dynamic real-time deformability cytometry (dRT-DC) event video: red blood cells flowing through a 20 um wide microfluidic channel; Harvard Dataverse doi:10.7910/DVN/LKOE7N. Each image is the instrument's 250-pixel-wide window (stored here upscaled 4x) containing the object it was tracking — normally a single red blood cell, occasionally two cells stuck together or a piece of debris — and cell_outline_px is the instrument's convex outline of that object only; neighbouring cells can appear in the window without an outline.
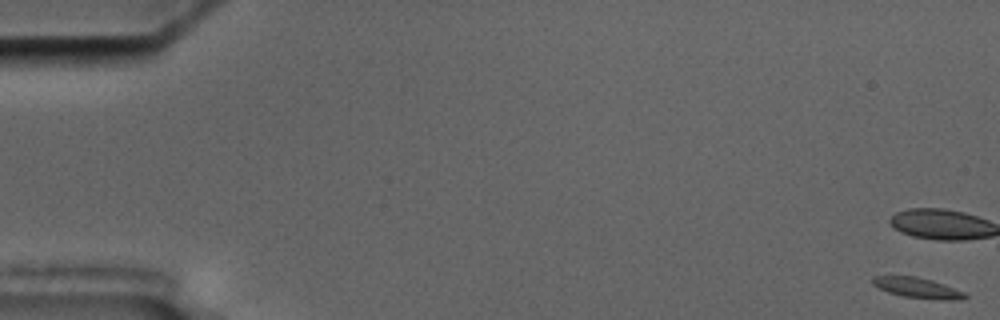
{"species": "common noctule bat (a hibernating species)", "species_latin": "Nyctalus noctula", "temperature_condition": "cold", "stored_images_in_passage": 5, "camera_frame_rate_fps": 3000, "um_per_image_px": 0.085, "animal": {"sex": "male", "body_mass_g": 17.5, "forearm_length_mm": 52.3}, "frame": {"image": 1, "passage_image": 1, "time_ms": 0.0, "image_size_px": [1000, 320], "cell_outline_px": [[968, 296], [964, 300], [944, 300], [904, 296], [888, 292], [872, 284], [872, 276], [916, 276], [932, 280], [944, 284], [964, 292]], "centroid_in_image_um": [78.02, 24.46], "position_along_channel_um": 7.0, "area_um2": 10.92}}